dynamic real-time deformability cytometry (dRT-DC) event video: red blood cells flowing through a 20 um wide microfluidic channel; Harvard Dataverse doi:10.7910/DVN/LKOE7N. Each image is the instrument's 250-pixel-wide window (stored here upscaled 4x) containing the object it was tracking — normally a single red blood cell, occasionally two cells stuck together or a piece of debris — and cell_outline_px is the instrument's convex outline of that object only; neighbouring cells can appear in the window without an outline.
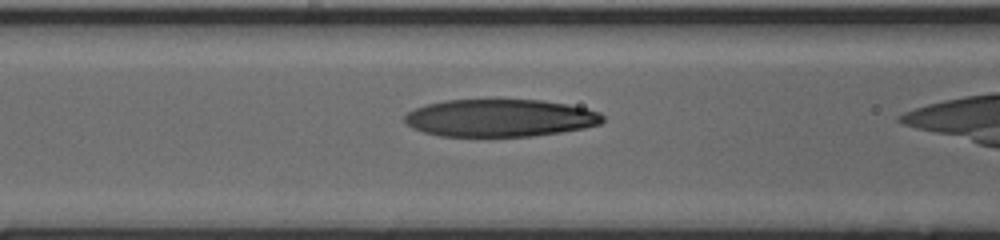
{"species": "human", "species_latin": "Homo sapiens", "temperature_condition": "cold", "stored_images_in_passage": 27, "camera_frame_rate_fps": 3000, "um_per_image_px": 0.085, "donor": {"sex": "male"}, "frame": {"image": 1, "passage_image": 20, "time_ms": 6.333, "image_size_px": [1000, 240], "cell_outline_px": [[604, 120], [600, 124], [584, 128], [560, 132], [532, 136], [440, 136], [424, 132], [412, 128], [404, 120], [404, 116], [408, 112], [416, 108], [428, 104], [444, 100], [544, 100], [568, 104], [600, 112], [604, 116]], "centroid_in_image_um": [42.52, 10.03], "position_along_channel_um": 124.1, "area_um2": 43.23}}
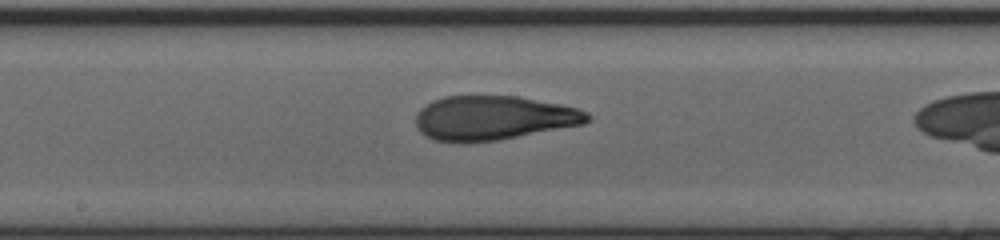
{"frame": {"image": 2, "passage_image": 26, "time_ms": 8.333, "image_size_px": [1000, 240], "cell_outline_px": [[592, 116], [584, 124], [500, 140], [464, 144], [460, 144], [436, 140], [424, 136], [416, 128], [416, 112], [420, 108], [432, 100], [444, 96], [516, 96], [560, 104], [576, 108], [588, 112]], "centroid_in_image_um": [41.89, 10.04], "position_along_channel_um": 206.3, "area_um2": 44.85}}